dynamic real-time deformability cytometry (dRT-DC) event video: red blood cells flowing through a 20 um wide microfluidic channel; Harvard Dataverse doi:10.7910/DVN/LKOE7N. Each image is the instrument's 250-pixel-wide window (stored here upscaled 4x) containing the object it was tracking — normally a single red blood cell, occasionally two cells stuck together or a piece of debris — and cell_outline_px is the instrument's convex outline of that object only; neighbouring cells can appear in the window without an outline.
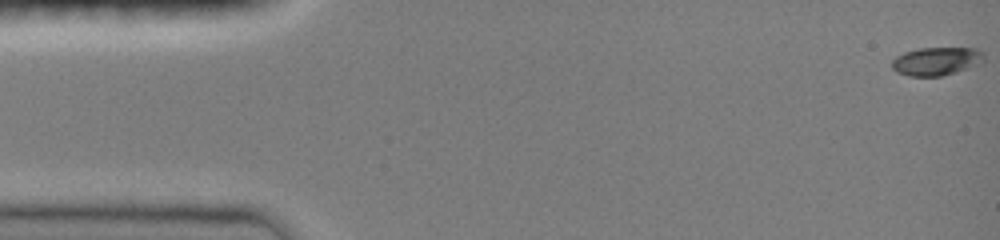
{"species": "common noctule bat (a hibernating species)", "species_latin": "Nyctalus noctula", "temperature_condition": "room temperature", "stored_images_in_passage": 48, "camera_frame_rate_fps": 3000, "um_per_image_px": 0.085, "animal": {"sex": "female", "body_mass_g": 19.0, "forearm_length_mm": 51.5}, "frame": {"image": 1, "passage_image": 1, "time_ms": 0.0, "image_size_px": [1000, 240], "cell_outline_px": [[984, 60], [980, 64], [956, 72], [940, 76], [908, 76], [896, 72], [892, 68], [892, 60], [896, 56], [904, 52], [920, 48], [976, 48], [984, 56]], "centroid_in_image_um": [79.57, 5.21], "position_along_channel_um": 5.4, "area_um2": 15.14}}
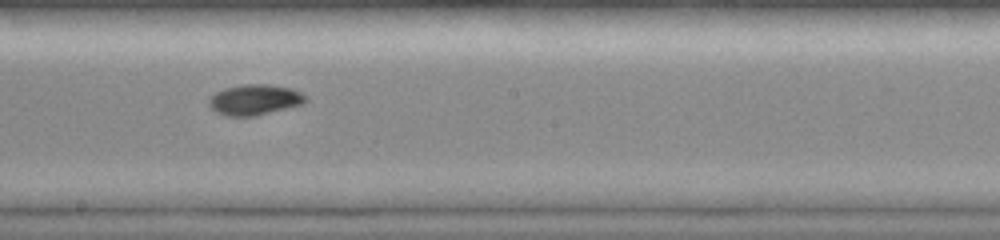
{"frame": {"image": 2, "passage_image": 27, "time_ms": 8.667, "image_size_px": [1000, 240], "cell_outline_px": [[308, 100], [304, 104], [256, 116], [228, 116], [216, 112], [208, 104], [208, 100], [216, 92], [224, 88], [244, 84], [268, 84], [292, 88], [308, 96]], "centroid_in_image_um": [21.69, 8.47], "position_along_channel_um": 226.5, "area_um2": 17.4}}
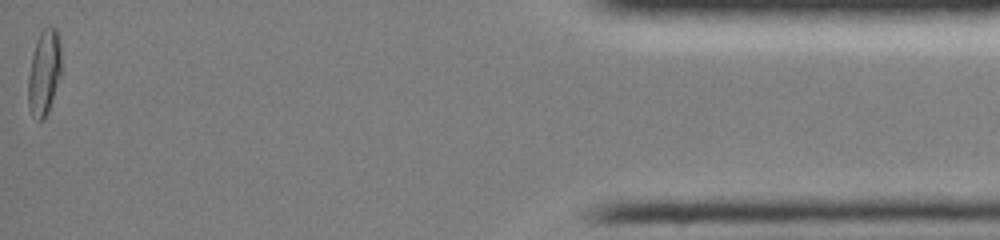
{"frame": {"image": 3, "passage_image": 48, "time_ms": 15.667, "image_size_px": [1000, 240], "cell_outline_px": [[60, 76], [48, 112], [44, 120], [40, 120], [32, 116], [28, 108], [28, 76], [32, 56], [36, 40], [40, 32], [48, 24], [56, 28], [60, 40]], "centroid_in_image_um": [3.74, 6.14], "position_along_channel_um": 431.5, "area_um2": 16.59}, "authors_computed_cell_mechanics": {"area_um2": 15.9528, "velocity_mm_per_s": 4.0503, "shape_relaxation_time_tau1_ms": 3.5051, "shape_relaxation_time_tau2_ms": null, "deformation_change_tau1": 0.1773, "deformation_change_tau2": null}}